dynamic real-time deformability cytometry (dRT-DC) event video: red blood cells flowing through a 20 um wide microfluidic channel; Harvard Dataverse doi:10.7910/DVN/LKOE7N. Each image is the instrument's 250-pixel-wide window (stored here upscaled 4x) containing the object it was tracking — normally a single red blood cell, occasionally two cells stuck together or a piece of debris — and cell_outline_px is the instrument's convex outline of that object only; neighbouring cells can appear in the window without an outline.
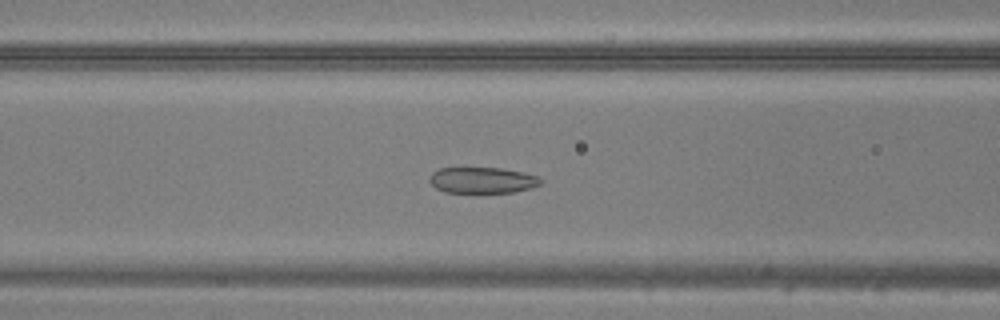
{"species": "common noctule bat (a hibernating species)", "species_latin": "Nyctalus noctula", "temperature_condition": "warm", "stored_images_in_passage": 37, "camera_frame_rate_fps": 3000, "um_per_image_px": 0.085, "animal": {"sex": "male", "body_mass_g": 20.5, "forearm_length_mm": 52.5}, "frame": {"image": 1, "passage_image": 8, "time_ms": 2.333, "image_size_px": [1000, 320], "cell_outline_px": [[544, 180], [540, 184], [532, 188], [512, 192], [476, 196], [444, 192], [436, 188], [428, 180], [428, 176], [432, 172], [440, 168], [500, 168], [524, 172], [536, 176]], "centroid_in_image_um": [40.97, 15.37], "position_along_channel_um": 125.6, "area_um2": 17.86}}
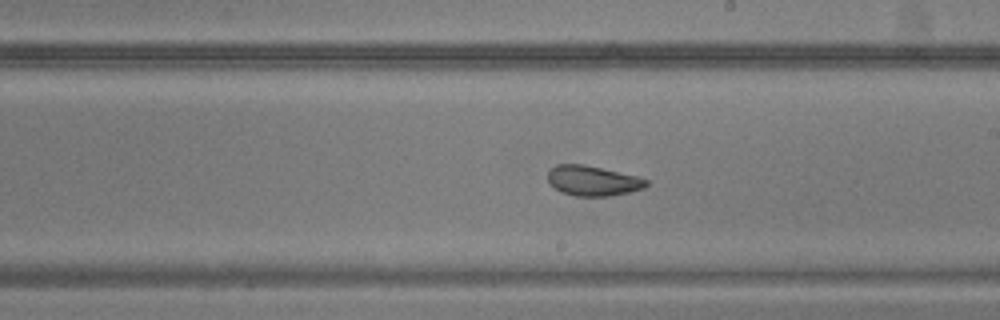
{"frame": {"image": 2, "passage_image": 16, "time_ms": 5.0, "image_size_px": [1000, 320], "cell_outline_px": [[648, 184], [644, 188], [628, 192], [608, 196], [576, 196], [560, 192], [548, 180], [548, 172], [556, 164], [584, 164], [636, 176], [648, 180]], "centroid_in_image_um": [50.38, 15.36], "position_along_channel_um": 238.6, "area_um2": 17.05}}
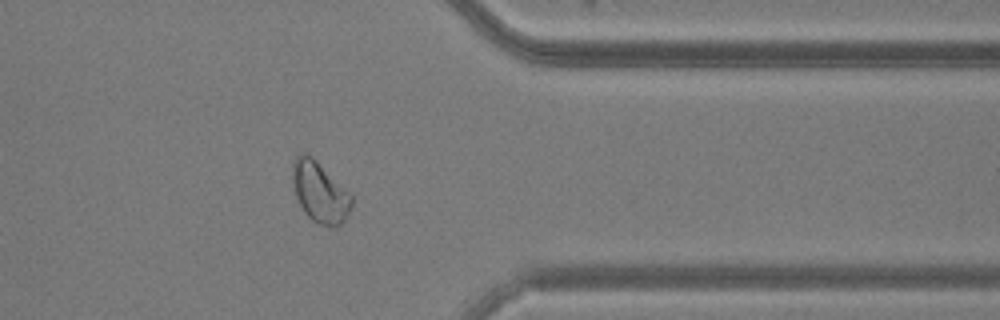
{"frame": {"image": 3, "passage_image": 27, "time_ms": 8.667, "image_size_px": [1000, 320], "cell_outline_px": [[352, 204], [344, 220], [336, 228], [316, 224], [304, 212], [296, 196], [292, 180], [292, 164], [296, 156], [300, 152], [304, 152], [312, 156], [352, 196]], "centroid_in_image_um": [27.15, 16.34], "position_along_channel_um": 384.2, "area_um2": 20.75}}